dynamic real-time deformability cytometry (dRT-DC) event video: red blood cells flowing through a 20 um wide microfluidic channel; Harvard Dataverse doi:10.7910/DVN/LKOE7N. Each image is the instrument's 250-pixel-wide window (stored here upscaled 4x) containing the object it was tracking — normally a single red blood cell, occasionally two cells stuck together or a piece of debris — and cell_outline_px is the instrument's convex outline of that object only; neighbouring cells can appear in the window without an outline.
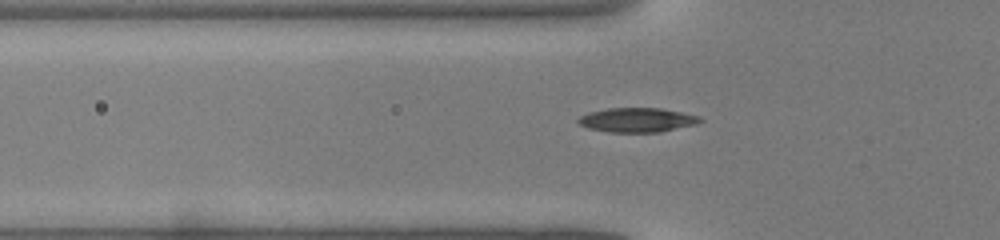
{"species": "common noctule bat (a hibernating species)", "species_latin": "Nyctalus noctula", "temperature_condition": "warm", "stored_images_in_passage": 33, "segment_of_instrument_passage": [1, 2], "camera_frame_rate_fps": 3000, "um_per_image_px": 0.085, "animal": {"sex": "male", "body_mass_g": 19.0, "forearm_length_mm": 50.8}, "frame": {"image": 1, "passage_image": 4, "time_ms": 1.0, "image_size_px": [1000, 240], "cell_outline_px": [[704, 120], [700, 124], [660, 132], [612, 132], [588, 128], [580, 124], [576, 120], [580, 116], [588, 112], [608, 108], [660, 108], [700, 116]], "centroid_in_image_um": [54.2, 10.2], "position_along_channel_um": 71.6, "area_um2": 17.4}}
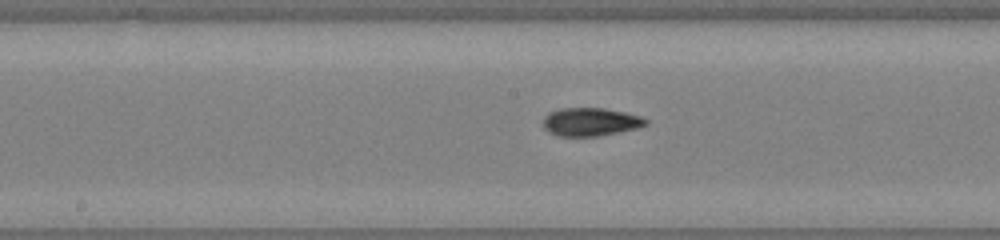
{"frame": {"image": 2, "passage_image": 12, "time_ms": 3.667, "image_size_px": [1000, 240], "cell_outline_px": [[648, 124], [636, 128], [596, 136], [560, 136], [548, 132], [544, 128], [544, 116], [548, 112], [560, 108], [604, 108], [624, 112], [640, 116], [648, 120]], "centroid_in_image_um": [50.16, 10.35], "position_along_channel_um": 198.0, "area_um2": 16.76}}
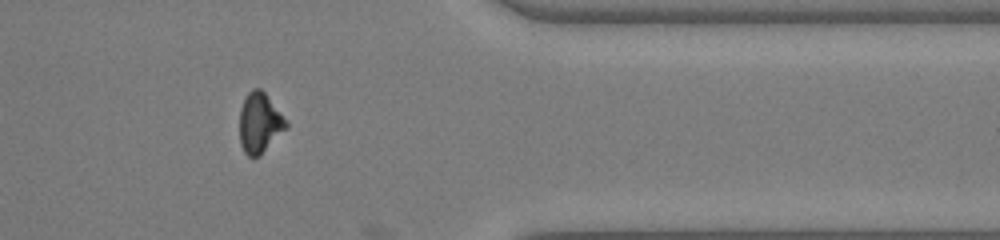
{"frame": {"image": 3, "passage_image": 25, "time_ms": 8.0, "image_size_px": [1000, 240], "cell_outline_px": [[288, 128], [260, 156], [248, 156], [244, 152], [240, 144], [240, 108], [248, 92], [252, 88], [260, 88], [264, 92], [288, 124]], "centroid_in_image_um": [22.06, 10.47], "position_along_channel_um": 389.3, "area_um2": 16.18}}